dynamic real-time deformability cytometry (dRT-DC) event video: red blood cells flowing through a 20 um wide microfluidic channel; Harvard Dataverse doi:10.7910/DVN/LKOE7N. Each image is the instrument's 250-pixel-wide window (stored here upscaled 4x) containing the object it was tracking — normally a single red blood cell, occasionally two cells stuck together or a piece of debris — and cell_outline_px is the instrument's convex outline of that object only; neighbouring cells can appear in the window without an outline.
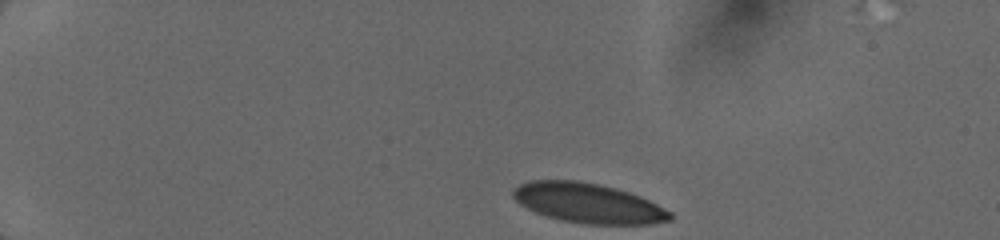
{"species": "human", "species_latin": "Homo sapiens", "temperature_condition": "cold", "stored_images_in_passage": 43, "camera_frame_rate_fps": 3000, "um_per_image_px": 0.085, "donor": {"sex": "female"}, "frame": {"image": 1, "passage_image": 1, "time_ms": 0.0, "image_size_px": [1000, 240], "cell_outline_px": [[672, 220], [652, 224], [584, 224], [560, 220], [544, 216], [520, 204], [512, 196], [512, 188], [528, 180], [580, 180], [600, 184], [616, 188], [640, 196], [672, 212]], "centroid_in_image_um": [49.97, 17.26], "position_along_channel_um": 35.0, "area_um2": 36.65}}
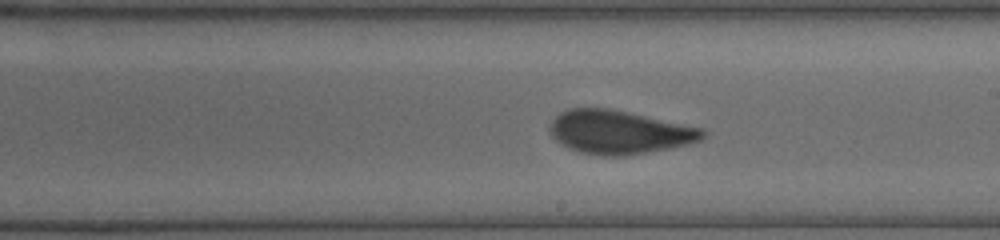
{"frame": {"image": 2, "passage_image": 25, "time_ms": 7.0, "image_size_px": [1000, 240], "cell_outline_px": [[708, 132], [700, 140], [688, 144], [672, 148], [648, 152], [620, 156], [600, 156], [580, 152], [560, 144], [548, 132], [548, 128], [552, 120], [560, 112], [568, 108], [612, 108], [704, 128]], "centroid_in_image_um": [52.63, 11.22], "position_along_channel_um": 236.4, "area_um2": 39.19}}
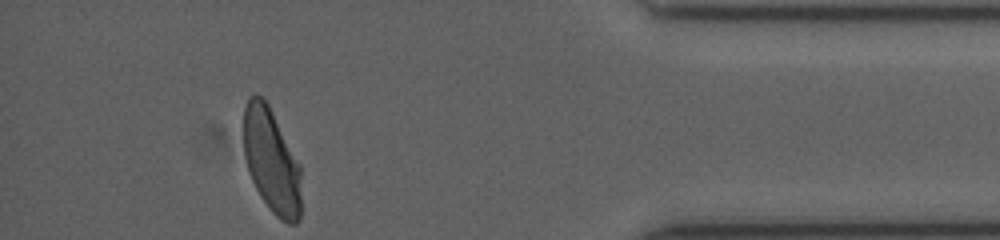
{"frame": {"image": 3, "passage_image": 43, "time_ms": 12.0, "image_size_px": [1000, 240], "cell_outline_px": [[300, 220], [296, 224], [288, 224], [280, 220], [272, 212], [260, 196], [248, 172], [244, 156], [244, 108], [248, 96], [260, 96], [268, 104], [300, 164]], "centroid_in_image_um": [23.07, 13.71], "position_along_channel_um": 412.1, "area_um2": 35.03}}